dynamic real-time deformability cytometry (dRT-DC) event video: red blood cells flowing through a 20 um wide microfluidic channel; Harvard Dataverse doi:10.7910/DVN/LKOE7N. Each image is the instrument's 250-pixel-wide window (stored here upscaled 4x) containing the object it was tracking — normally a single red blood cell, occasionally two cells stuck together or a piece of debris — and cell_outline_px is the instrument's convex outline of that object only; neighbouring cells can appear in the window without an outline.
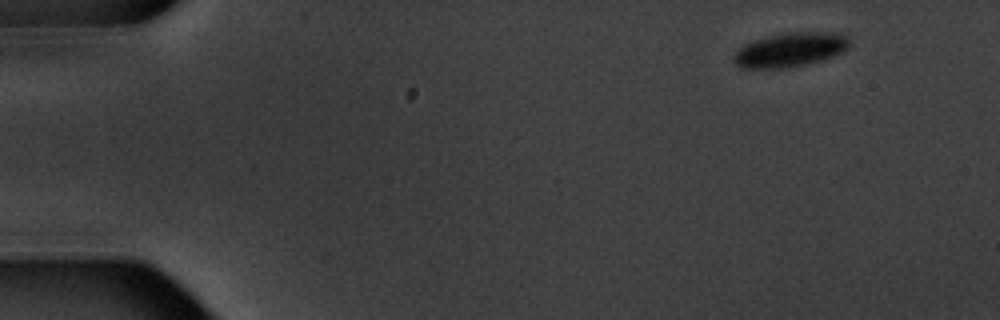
{"species": "common noctule bat (a hibernating species)", "species_latin": "Nyctalus noctula", "temperature_condition": "warm", "stored_images_in_passage": 4, "camera_frame_rate_fps": 3000, "um_per_image_px": 0.085, "animal": {"sex": "male", "body_mass_g": 20.1, "forearm_length_mm": 53.5}, "frame": {"image": 1, "passage_image": 1, "time_ms": 0.0, "image_size_px": [1000, 320], "cell_outline_px": [[848, 48], [832, 56], [808, 64], [788, 68], [740, 68], [732, 60], [732, 56], [744, 44], [752, 40], [768, 36], [788, 32], [844, 32], [848, 36]], "centroid_in_image_um": [67.15, 4.22], "position_along_channel_um": 17.8, "area_um2": 23.24}}
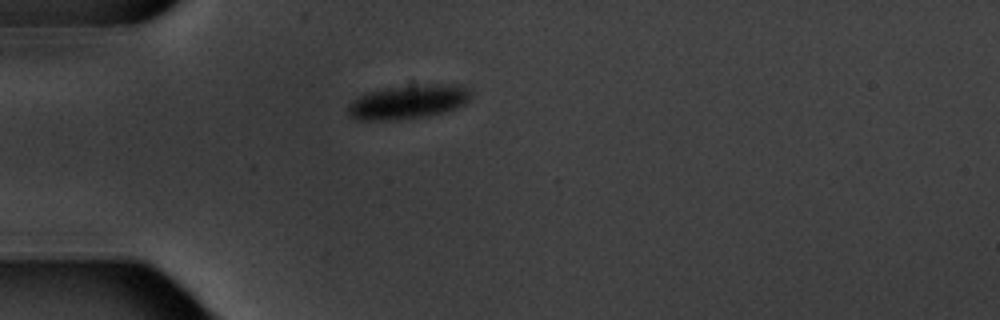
{"frame": {"image": 2, "passage_image": 4, "time_ms": 3.667, "image_size_px": [1000, 320], "cell_outline_px": [[468, 100], [464, 104], [456, 108], [444, 112], [428, 116], [400, 120], [356, 120], [348, 116], [348, 104], [352, 100], [368, 92], [408, 80], [412, 80], [460, 84], [468, 88]], "centroid_in_image_um": [34.69, 8.58], "position_along_channel_um": 50.3, "area_um2": 26.01}}